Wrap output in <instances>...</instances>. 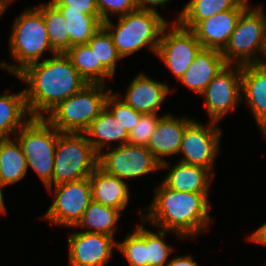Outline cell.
I'll return each mask as SVG.
<instances>
[{
	"mask_svg": "<svg viewBox=\"0 0 266 266\" xmlns=\"http://www.w3.org/2000/svg\"><path fill=\"white\" fill-rule=\"evenodd\" d=\"M194 119L163 114L147 145L148 149L161 164V169L169 170L170 164L164 157L177 155L186 127Z\"/></svg>",
	"mask_w": 266,
	"mask_h": 266,
	"instance_id": "cell-15",
	"label": "cell"
},
{
	"mask_svg": "<svg viewBox=\"0 0 266 266\" xmlns=\"http://www.w3.org/2000/svg\"><path fill=\"white\" fill-rule=\"evenodd\" d=\"M262 5H249L239 16L230 39L221 51L226 64H260L266 52V15ZM261 55V57L259 56Z\"/></svg>",
	"mask_w": 266,
	"mask_h": 266,
	"instance_id": "cell-5",
	"label": "cell"
},
{
	"mask_svg": "<svg viewBox=\"0 0 266 266\" xmlns=\"http://www.w3.org/2000/svg\"><path fill=\"white\" fill-rule=\"evenodd\" d=\"M14 0H0V17Z\"/></svg>",
	"mask_w": 266,
	"mask_h": 266,
	"instance_id": "cell-41",
	"label": "cell"
},
{
	"mask_svg": "<svg viewBox=\"0 0 266 266\" xmlns=\"http://www.w3.org/2000/svg\"><path fill=\"white\" fill-rule=\"evenodd\" d=\"M29 87L24 88L26 105L32 118H44L60 102L80 91L87 82L73 67L65 53L25 67L17 75Z\"/></svg>",
	"mask_w": 266,
	"mask_h": 266,
	"instance_id": "cell-1",
	"label": "cell"
},
{
	"mask_svg": "<svg viewBox=\"0 0 266 266\" xmlns=\"http://www.w3.org/2000/svg\"><path fill=\"white\" fill-rule=\"evenodd\" d=\"M117 248L127 259L130 266H148L146 260V228L143 222L126 235L122 242H117Z\"/></svg>",
	"mask_w": 266,
	"mask_h": 266,
	"instance_id": "cell-31",
	"label": "cell"
},
{
	"mask_svg": "<svg viewBox=\"0 0 266 266\" xmlns=\"http://www.w3.org/2000/svg\"><path fill=\"white\" fill-rule=\"evenodd\" d=\"M31 118L24 90L15 94H0V139L14 136Z\"/></svg>",
	"mask_w": 266,
	"mask_h": 266,
	"instance_id": "cell-23",
	"label": "cell"
},
{
	"mask_svg": "<svg viewBox=\"0 0 266 266\" xmlns=\"http://www.w3.org/2000/svg\"><path fill=\"white\" fill-rule=\"evenodd\" d=\"M242 100L248 104L260 131L266 137V65L249 64L242 66Z\"/></svg>",
	"mask_w": 266,
	"mask_h": 266,
	"instance_id": "cell-18",
	"label": "cell"
},
{
	"mask_svg": "<svg viewBox=\"0 0 266 266\" xmlns=\"http://www.w3.org/2000/svg\"><path fill=\"white\" fill-rule=\"evenodd\" d=\"M243 0H189L174 22L186 29H192L198 22L236 8Z\"/></svg>",
	"mask_w": 266,
	"mask_h": 266,
	"instance_id": "cell-27",
	"label": "cell"
},
{
	"mask_svg": "<svg viewBox=\"0 0 266 266\" xmlns=\"http://www.w3.org/2000/svg\"><path fill=\"white\" fill-rule=\"evenodd\" d=\"M226 65L221 51L202 48L179 81L200 96Z\"/></svg>",
	"mask_w": 266,
	"mask_h": 266,
	"instance_id": "cell-19",
	"label": "cell"
},
{
	"mask_svg": "<svg viewBox=\"0 0 266 266\" xmlns=\"http://www.w3.org/2000/svg\"><path fill=\"white\" fill-rule=\"evenodd\" d=\"M112 89L104 84H87L76 94L60 102L44 117L63 133H84L105 108Z\"/></svg>",
	"mask_w": 266,
	"mask_h": 266,
	"instance_id": "cell-6",
	"label": "cell"
},
{
	"mask_svg": "<svg viewBox=\"0 0 266 266\" xmlns=\"http://www.w3.org/2000/svg\"><path fill=\"white\" fill-rule=\"evenodd\" d=\"M157 233L146 229V260L148 266H166L174 248L163 238L171 231L158 229Z\"/></svg>",
	"mask_w": 266,
	"mask_h": 266,
	"instance_id": "cell-32",
	"label": "cell"
},
{
	"mask_svg": "<svg viewBox=\"0 0 266 266\" xmlns=\"http://www.w3.org/2000/svg\"><path fill=\"white\" fill-rule=\"evenodd\" d=\"M59 132L45 118H31L14 138L22 147L28 168L39 176L46 187L54 170V157Z\"/></svg>",
	"mask_w": 266,
	"mask_h": 266,
	"instance_id": "cell-8",
	"label": "cell"
},
{
	"mask_svg": "<svg viewBox=\"0 0 266 266\" xmlns=\"http://www.w3.org/2000/svg\"><path fill=\"white\" fill-rule=\"evenodd\" d=\"M205 125L193 120L186 127L178 152L183 155L179 162L201 166L214 175L213 167L221 148L222 131L218 123L209 121Z\"/></svg>",
	"mask_w": 266,
	"mask_h": 266,
	"instance_id": "cell-11",
	"label": "cell"
},
{
	"mask_svg": "<svg viewBox=\"0 0 266 266\" xmlns=\"http://www.w3.org/2000/svg\"><path fill=\"white\" fill-rule=\"evenodd\" d=\"M121 95L110 92L105 101V107L111 112L122 127L130 133L137 125L142 113L135 111L131 106L120 100Z\"/></svg>",
	"mask_w": 266,
	"mask_h": 266,
	"instance_id": "cell-33",
	"label": "cell"
},
{
	"mask_svg": "<svg viewBox=\"0 0 266 266\" xmlns=\"http://www.w3.org/2000/svg\"><path fill=\"white\" fill-rule=\"evenodd\" d=\"M249 5L248 0H243L234 9L222 11L198 22L191 31L203 48L222 51L235 29L239 16Z\"/></svg>",
	"mask_w": 266,
	"mask_h": 266,
	"instance_id": "cell-16",
	"label": "cell"
},
{
	"mask_svg": "<svg viewBox=\"0 0 266 266\" xmlns=\"http://www.w3.org/2000/svg\"><path fill=\"white\" fill-rule=\"evenodd\" d=\"M161 117L158 114H142L137 125L129 133L128 144L147 146Z\"/></svg>",
	"mask_w": 266,
	"mask_h": 266,
	"instance_id": "cell-34",
	"label": "cell"
},
{
	"mask_svg": "<svg viewBox=\"0 0 266 266\" xmlns=\"http://www.w3.org/2000/svg\"><path fill=\"white\" fill-rule=\"evenodd\" d=\"M66 20L69 36V48L78 44H87L101 28L100 17H93L75 10H60Z\"/></svg>",
	"mask_w": 266,
	"mask_h": 266,
	"instance_id": "cell-28",
	"label": "cell"
},
{
	"mask_svg": "<svg viewBox=\"0 0 266 266\" xmlns=\"http://www.w3.org/2000/svg\"><path fill=\"white\" fill-rule=\"evenodd\" d=\"M5 186L2 184L1 182V179H0V213L1 214H4L6 213V206H5V203H4V197H3V191H2V188H4Z\"/></svg>",
	"mask_w": 266,
	"mask_h": 266,
	"instance_id": "cell-40",
	"label": "cell"
},
{
	"mask_svg": "<svg viewBox=\"0 0 266 266\" xmlns=\"http://www.w3.org/2000/svg\"><path fill=\"white\" fill-rule=\"evenodd\" d=\"M241 65L227 64L200 95L205 99L209 121L218 123L242 102Z\"/></svg>",
	"mask_w": 266,
	"mask_h": 266,
	"instance_id": "cell-13",
	"label": "cell"
},
{
	"mask_svg": "<svg viewBox=\"0 0 266 266\" xmlns=\"http://www.w3.org/2000/svg\"><path fill=\"white\" fill-rule=\"evenodd\" d=\"M96 3L102 22L110 19L112 14L122 16L137 10L135 0H96Z\"/></svg>",
	"mask_w": 266,
	"mask_h": 266,
	"instance_id": "cell-35",
	"label": "cell"
},
{
	"mask_svg": "<svg viewBox=\"0 0 266 266\" xmlns=\"http://www.w3.org/2000/svg\"><path fill=\"white\" fill-rule=\"evenodd\" d=\"M248 236L249 241L266 245V222Z\"/></svg>",
	"mask_w": 266,
	"mask_h": 266,
	"instance_id": "cell-39",
	"label": "cell"
},
{
	"mask_svg": "<svg viewBox=\"0 0 266 266\" xmlns=\"http://www.w3.org/2000/svg\"><path fill=\"white\" fill-rule=\"evenodd\" d=\"M98 154V166L123 181L159 171L161 164L147 146L123 144Z\"/></svg>",
	"mask_w": 266,
	"mask_h": 266,
	"instance_id": "cell-10",
	"label": "cell"
},
{
	"mask_svg": "<svg viewBox=\"0 0 266 266\" xmlns=\"http://www.w3.org/2000/svg\"><path fill=\"white\" fill-rule=\"evenodd\" d=\"M84 134L97 154L105 148H110L111 142H119L118 146L127 144L129 136V133L106 107L90 123Z\"/></svg>",
	"mask_w": 266,
	"mask_h": 266,
	"instance_id": "cell-22",
	"label": "cell"
},
{
	"mask_svg": "<svg viewBox=\"0 0 266 266\" xmlns=\"http://www.w3.org/2000/svg\"><path fill=\"white\" fill-rule=\"evenodd\" d=\"M87 44L95 54L97 63H101L114 76L117 63L122 58L118 54L109 32L101 26Z\"/></svg>",
	"mask_w": 266,
	"mask_h": 266,
	"instance_id": "cell-30",
	"label": "cell"
},
{
	"mask_svg": "<svg viewBox=\"0 0 266 266\" xmlns=\"http://www.w3.org/2000/svg\"><path fill=\"white\" fill-rule=\"evenodd\" d=\"M59 10H75L100 17L96 0H50Z\"/></svg>",
	"mask_w": 266,
	"mask_h": 266,
	"instance_id": "cell-36",
	"label": "cell"
},
{
	"mask_svg": "<svg viewBox=\"0 0 266 266\" xmlns=\"http://www.w3.org/2000/svg\"><path fill=\"white\" fill-rule=\"evenodd\" d=\"M89 180L93 201L121 212L128 206L130 189L127 182L106 173L99 166L92 172Z\"/></svg>",
	"mask_w": 266,
	"mask_h": 266,
	"instance_id": "cell-20",
	"label": "cell"
},
{
	"mask_svg": "<svg viewBox=\"0 0 266 266\" xmlns=\"http://www.w3.org/2000/svg\"><path fill=\"white\" fill-rule=\"evenodd\" d=\"M122 215L123 213L120 210L92 200L74 227L83 228L81 230L83 232L99 233L114 237V233L118 228L116 223Z\"/></svg>",
	"mask_w": 266,
	"mask_h": 266,
	"instance_id": "cell-26",
	"label": "cell"
},
{
	"mask_svg": "<svg viewBox=\"0 0 266 266\" xmlns=\"http://www.w3.org/2000/svg\"><path fill=\"white\" fill-rule=\"evenodd\" d=\"M202 48L190 29L173 21L163 29L156 55L179 81Z\"/></svg>",
	"mask_w": 266,
	"mask_h": 266,
	"instance_id": "cell-12",
	"label": "cell"
},
{
	"mask_svg": "<svg viewBox=\"0 0 266 266\" xmlns=\"http://www.w3.org/2000/svg\"><path fill=\"white\" fill-rule=\"evenodd\" d=\"M65 54L87 84H104L114 76L101 64L88 44L71 46Z\"/></svg>",
	"mask_w": 266,
	"mask_h": 266,
	"instance_id": "cell-25",
	"label": "cell"
},
{
	"mask_svg": "<svg viewBox=\"0 0 266 266\" xmlns=\"http://www.w3.org/2000/svg\"><path fill=\"white\" fill-rule=\"evenodd\" d=\"M170 0H135L137 9L158 12L156 7H164Z\"/></svg>",
	"mask_w": 266,
	"mask_h": 266,
	"instance_id": "cell-37",
	"label": "cell"
},
{
	"mask_svg": "<svg viewBox=\"0 0 266 266\" xmlns=\"http://www.w3.org/2000/svg\"><path fill=\"white\" fill-rule=\"evenodd\" d=\"M11 138L0 139V179L4 186L21 181L28 171L21 145Z\"/></svg>",
	"mask_w": 266,
	"mask_h": 266,
	"instance_id": "cell-24",
	"label": "cell"
},
{
	"mask_svg": "<svg viewBox=\"0 0 266 266\" xmlns=\"http://www.w3.org/2000/svg\"><path fill=\"white\" fill-rule=\"evenodd\" d=\"M166 266H200L191 255L175 256L169 260Z\"/></svg>",
	"mask_w": 266,
	"mask_h": 266,
	"instance_id": "cell-38",
	"label": "cell"
},
{
	"mask_svg": "<svg viewBox=\"0 0 266 266\" xmlns=\"http://www.w3.org/2000/svg\"><path fill=\"white\" fill-rule=\"evenodd\" d=\"M98 166V154L84 133H63L57 138L52 181L46 186L90 177Z\"/></svg>",
	"mask_w": 266,
	"mask_h": 266,
	"instance_id": "cell-7",
	"label": "cell"
},
{
	"mask_svg": "<svg viewBox=\"0 0 266 266\" xmlns=\"http://www.w3.org/2000/svg\"><path fill=\"white\" fill-rule=\"evenodd\" d=\"M175 89L139 73L129 84L126 95L120 98L135 111L142 114H158L163 100Z\"/></svg>",
	"mask_w": 266,
	"mask_h": 266,
	"instance_id": "cell-17",
	"label": "cell"
},
{
	"mask_svg": "<svg viewBox=\"0 0 266 266\" xmlns=\"http://www.w3.org/2000/svg\"><path fill=\"white\" fill-rule=\"evenodd\" d=\"M36 8L43 14L51 47L57 53H65L69 49V36L61 11L51 1Z\"/></svg>",
	"mask_w": 266,
	"mask_h": 266,
	"instance_id": "cell-29",
	"label": "cell"
},
{
	"mask_svg": "<svg viewBox=\"0 0 266 266\" xmlns=\"http://www.w3.org/2000/svg\"><path fill=\"white\" fill-rule=\"evenodd\" d=\"M262 63H263L264 65H266V52H265L264 59H263Z\"/></svg>",
	"mask_w": 266,
	"mask_h": 266,
	"instance_id": "cell-42",
	"label": "cell"
},
{
	"mask_svg": "<svg viewBox=\"0 0 266 266\" xmlns=\"http://www.w3.org/2000/svg\"><path fill=\"white\" fill-rule=\"evenodd\" d=\"M53 188H47L51 195L54 191V200L41 218L51 224L74 227L92 201L89 177L59 184Z\"/></svg>",
	"mask_w": 266,
	"mask_h": 266,
	"instance_id": "cell-9",
	"label": "cell"
},
{
	"mask_svg": "<svg viewBox=\"0 0 266 266\" xmlns=\"http://www.w3.org/2000/svg\"><path fill=\"white\" fill-rule=\"evenodd\" d=\"M213 178L214 175L206 168L178 161L173 164L162 182L175 191L209 194Z\"/></svg>",
	"mask_w": 266,
	"mask_h": 266,
	"instance_id": "cell-21",
	"label": "cell"
},
{
	"mask_svg": "<svg viewBox=\"0 0 266 266\" xmlns=\"http://www.w3.org/2000/svg\"><path fill=\"white\" fill-rule=\"evenodd\" d=\"M69 266H106L117 248L114 237L76 231L68 238Z\"/></svg>",
	"mask_w": 266,
	"mask_h": 266,
	"instance_id": "cell-14",
	"label": "cell"
},
{
	"mask_svg": "<svg viewBox=\"0 0 266 266\" xmlns=\"http://www.w3.org/2000/svg\"><path fill=\"white\" fill-rule=\"evenodd\" d=\"M208 195L175 191L161 181L155 187L154 198L146 208L147 215L142 214L141 221L171 231L180 239L191 237L195 240L210 227Z\"/></svg>",
	"mask_w": 266,
	"mask_h": 266,
	"instance_id": "cell-2",
	"label": "cell"
},
{
	"mask_svg": "<svg viewBox=\"0 0 266 266\" xmlns=\"http://www.w3.org/2000/svg\"><path fill=\"white\" fill-rule=\"evenodd\" d=\"M169 24L159 12L140 10L119 16L118 23L110 19L102 26L109 32L113 44L121 58L136 53L143 47H148L157 53L163 29Z\"/></svg>",
	"mask_w": 266,
	"mask_h": 266,
	"instance_id": "cell-3",
	"label": "cell"
},
{
	"mask_svg": "<svg viewBox=\"0 0 266 266\" xmlns=\"http://www.w3.org/2000/svg\"><path fill=\"white\" fill-rule=\"evenodd\" d=\"M10 55L17 64L0 62V68L17 75L30 64L39 62L45 50L52 55L57 52L48 39L43 14L36 8H26L13 22L9 37Z\"/></svg>",
	"mask_w": 266,
	"mask_h": 266,
	"instance_id": "cell-4",
	"label": "cell"
}]
</instances>
